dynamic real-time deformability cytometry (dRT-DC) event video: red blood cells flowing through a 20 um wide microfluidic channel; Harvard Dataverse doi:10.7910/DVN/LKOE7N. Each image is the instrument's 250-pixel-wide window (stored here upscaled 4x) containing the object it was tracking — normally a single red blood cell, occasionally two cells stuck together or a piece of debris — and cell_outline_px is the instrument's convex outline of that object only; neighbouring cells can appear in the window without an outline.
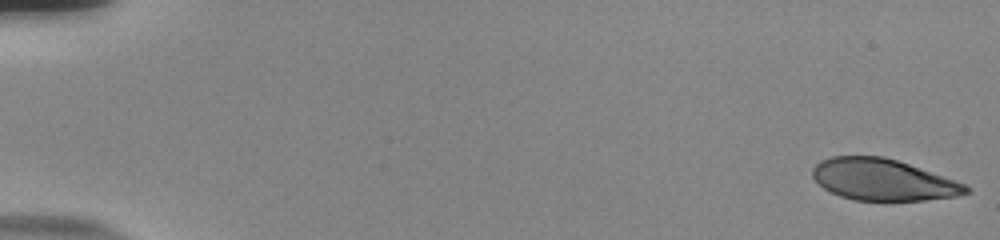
{"species": "human", "species_latin": "Homo sapiens", "temperature_condition": "room temperature", "stored_images_in_passage": 56, "camera_frame_rate_fps": 3000, "um_per_image_px": 0.085, "donor": {"sex": "male"}, "frame": {"image": 1, "passage_image": 1, "time_ms": 0.0, "image_size_px": [1000, 240], "cell_outline_px": [[972, 192], [956, 196], [924, 200], [884, 204], [852, 200], [840, 196], [824, 188], [812, 176], [812, 168], [820, 160], [832, 156], [884, 156], [908, 164], [964, 184]], "centroid_in_image_um": [75.01, 15.32], "position_along_channel_um": 10.0, "area_um2": 37.63}}
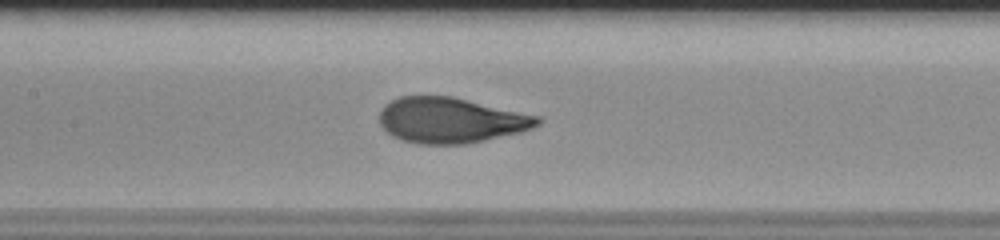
{"frame": {"image": 2, "passage_image": 28, "time_ms": 9.0, "image_size_px": [1000, 240], "cell_outline_px": [[544, 120], [540, 124], [532, 128], [520, 132], [484, 140], [464, 144], [420, 144], [404, 140], [392, 136], [380, 124], [380, 112], [384, 104], [400, 96], [452, 96], [540, 116]], "centroid_in_image_um": [38.34, 10.21], "position_along_channel_um": 169.1, "area_um2": 41.85}}
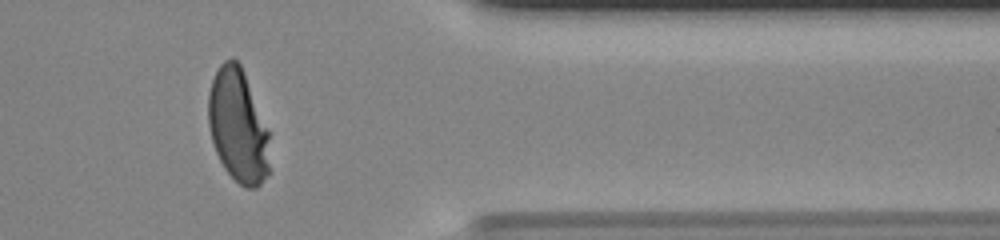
{"frame": {"image": 3, "passage_image": 47, "time_ms": 15.333, "image_size_px": [1000, 240], "cell_outline_px": [[268, 172], [260, 184], [256, 188], [244, 188], [224, 168], [216, 152], [212, 140], [208, 124], [208, 92], [212, 80], [220, 64], [224, 60], [232, 56], [240, 64], [244, 72], [268, 132]], "centroid_in_image_um": [20.19, 10.68], "position_along_channel_um": 391.2, "area_um2": 40.06}, "authors_computed_cell_mechanics": {"area_um2": 40.8646, "velocity_mm_per_s": 3.7134, "shape_relaxation_time_tau1_ms": 4.3155, "shape_relaxation_time_tau2_ms": null, "deformation_change_tau1": 0.228, "deformation_change_tau2": null}}